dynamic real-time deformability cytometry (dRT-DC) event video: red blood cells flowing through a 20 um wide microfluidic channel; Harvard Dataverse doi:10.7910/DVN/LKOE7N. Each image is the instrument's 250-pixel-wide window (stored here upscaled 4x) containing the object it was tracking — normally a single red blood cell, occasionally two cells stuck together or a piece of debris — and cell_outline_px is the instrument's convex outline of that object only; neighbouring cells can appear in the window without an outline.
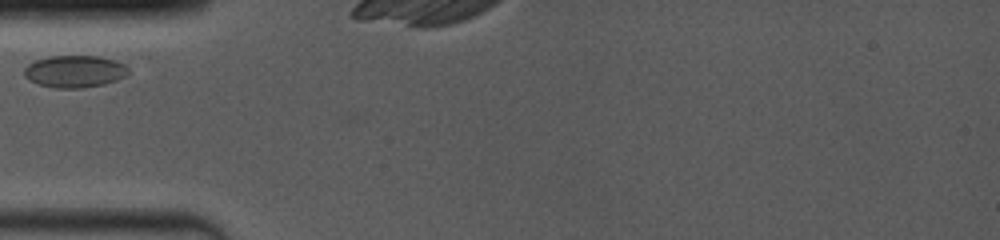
{"species": "common noctule bat (a hibernating species)", "species_latin": "Nyctalus noctula", "temperature_condition": "room temperature", "stored_images_in_passage": 3, "camera_frame_rate_fps": 4000, "um_per_image_px": 0.085, "animal": {"sex": "female", "body_mass_g": 19.0, "forearm_length_mm": 53.3}, "frame": {"image": 1, "passage_image": 1, "time_ms": 0.0, "image_size_px": [1000, 240], "cell_outline_px": [[128, 72], [124, 76], [116, 80], [104, 84], [80, 88], [56, 88], [40, 84], [24, 76], [24, 68], [28, 64], [36, 60], [48, 56], [96, 56], [116, 60], [124, 64], [128, 68]], "centroid_in_image_um": [6.35, 6.06], "position_along_channel_um": 78.7, "area_um2": 19.31}}